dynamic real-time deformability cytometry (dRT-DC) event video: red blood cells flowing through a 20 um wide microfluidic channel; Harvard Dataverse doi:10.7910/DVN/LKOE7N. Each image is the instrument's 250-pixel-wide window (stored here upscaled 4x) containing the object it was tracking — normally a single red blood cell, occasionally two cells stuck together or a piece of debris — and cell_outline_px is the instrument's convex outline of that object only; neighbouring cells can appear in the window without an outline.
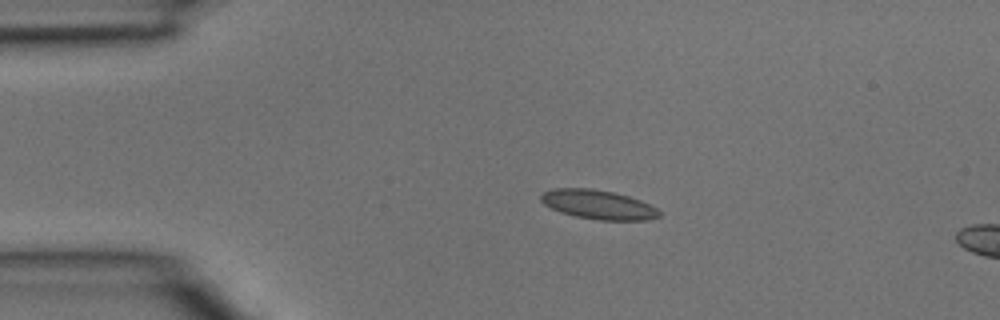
{"species": "common noctule bat (a hibernating species)", "species_latin": "Nyctalus noctula", "temperature_condition": "room temperature", "stored_images_in_passage": 3, "camera_frame_rate_fps": 3000, "um_per_image_px": 0.085, "animal": {"sex": "male", "body_mass_g": 15.6}, "frame": {"image": 1, "passage_image": 2, "time_ms": 0.333, "image_size_px": [1000, 320], "cell_outline_px": [[660, 216], [648, 220], [600, 220], [576, 216], [560, 212], [544, 204], [540, 200], [540, 196], [544, 192], [552, 188], [592, 188], [612, 192], [628, 196], [640, 200], [656, 208], [660, 212]], "centroid_in_image_um": [50.83, 17.38], "position_along_channel_um": 34.2, "area_um2": 20.0}}